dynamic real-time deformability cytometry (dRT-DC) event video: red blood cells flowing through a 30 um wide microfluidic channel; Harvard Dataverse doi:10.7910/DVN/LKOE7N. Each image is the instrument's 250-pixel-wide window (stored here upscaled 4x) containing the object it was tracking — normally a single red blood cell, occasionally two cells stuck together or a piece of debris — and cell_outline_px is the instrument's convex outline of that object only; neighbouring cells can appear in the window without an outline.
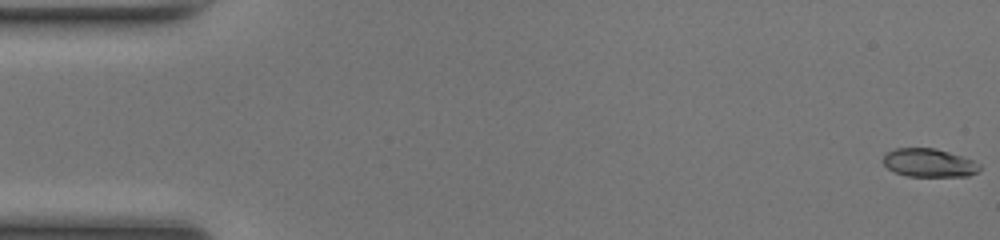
{"species": "common noctule bat (a hibernating species)", "species_latin": "Nyctalus noctula", "temperature_condition": "room temperature", "stored_images_in_passage": 50, "camera_frame_rate_fps": 3000, "um_per_image_px": 0.085, "animal": {"sex": "female", "body_mass_g": 17.0, "forearm_length_mm": 48.0}, "frame": {"image": 1, "passage_image": 1, "time_ms": 0.0, "image_size_px": [1000, 240], "cell_outline_px": [[980, 168], [976, 172], [968, 176], [908, 176], [896, 172], [888, 168], [884, 164], [884, 156], [888, 152], [896, 148], [936, 148], [972, 160], [980, 164]], "centroid_in_image_um": [78.97, 13.84], "position_along_channel_um": 6.0, "area_um2": 15.66}}
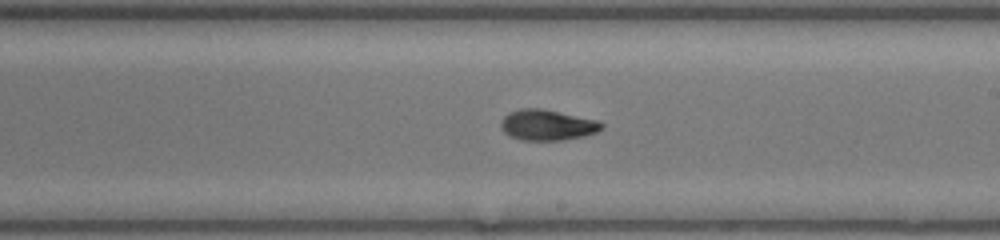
{"frame": {"image": 2, "passage_image": 29, "time_ms": 9.333, "image_size_px": [1000, 240], "cell_outline_px": [[604, 128], [596, 132], [584, 136], [564, 140], [520, 140], [508, 136], [500, 128], [500, 124], [504, 116], [508, 112], [520, 108], [540, 108], [600, 120], [604, 124]], "centroid_in_image_um": [46.52, 10.62], "position_along_channel_um": 242.5, "area_um2": 18.32}}
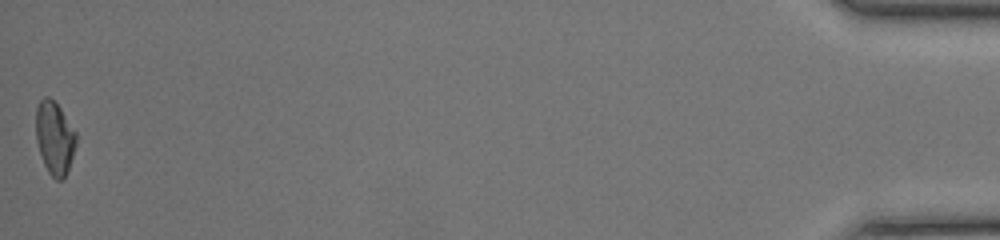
{"frame": {"image": 3, "passage_image": 50, "time_ms": 16.333, "image_size_px": [1000, 240], "cell_outline_px": [[76, 144], [64, 180], [56, 180], [48, 172], [44, 164], [36, 140], [36, 108], [40, 100], [44, 96], [48, 96], [60, 108], [76, 132]], "centroid_in_image_um": [4.63, 11.73], "position_along_channel_um": 430.6, "area_um2": 16.94}, "authors_computed_cell_mechanics": {"area_um2": 17.2822, "velocity_mm_per_s": 4.206, "shape_relaxation_time_tau1_ms": 3.7162, "shape_relaxation_time_tau2_ms": 2.4815, "deformation_change_tau1": 0.1661, "deformation_change_tau2": 0.0817}}